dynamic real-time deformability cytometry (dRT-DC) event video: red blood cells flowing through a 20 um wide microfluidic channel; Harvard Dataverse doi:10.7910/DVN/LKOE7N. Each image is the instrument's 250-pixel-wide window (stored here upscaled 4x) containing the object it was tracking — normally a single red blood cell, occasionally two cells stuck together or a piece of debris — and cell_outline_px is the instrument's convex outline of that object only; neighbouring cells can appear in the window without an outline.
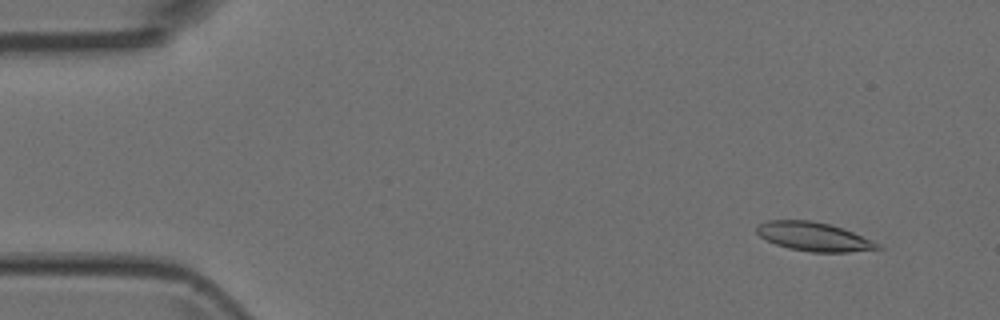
{"species": "Egyptian fruit bat (a non-hibernating species)", "species_latin": "Rousettus aegyptiacus", "temperature_condition": "room temperature", "stored_images_in_passage": 4, "camera_frame_rate_fps": 3000, "um_per_image_px": 0.085, "animal": {"sex": "female"}, "frame": {"image": 1, "passage_image": 2, "time_ms": 0.333, "image_size_px": [1000, 320], "cell_outline_px": [[884, 248], [848, 252], [812, 252], [788, 248], [776, 244], [760, 236], [756, 232], [756, 228], [760, 224], [768, 220], [812, 220], [828, 224], [852, 232], [872, 240], [880, 244]], "centroid_in_image_um": [69.18, 20.12], "position_along_channel_um": 15.8, "area_um2": 20.06}}
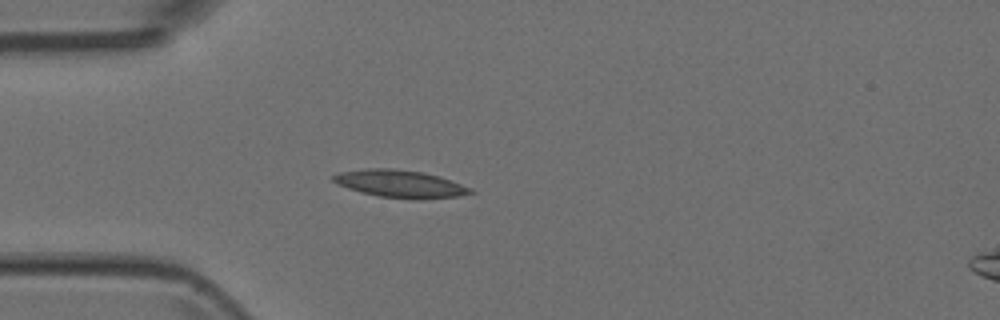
{"frame": {"image": 2, "passage_image": 4, "time_ms": 1.0, "image_size_px": [1000, 320], "cell_outline_px": [[476, 192], [460, 196], [412, 200], [380, 196], [360, 192], [336, 184], [332, 180], [332, 176], [340, 172], [364, 168], [392, 168], [420, 172], [440, 176], [472, 188]], "centroid_in_image_um": [34.02, 15.63], "position_along_channel_um": 51.0, "area_um2": 22.14}}